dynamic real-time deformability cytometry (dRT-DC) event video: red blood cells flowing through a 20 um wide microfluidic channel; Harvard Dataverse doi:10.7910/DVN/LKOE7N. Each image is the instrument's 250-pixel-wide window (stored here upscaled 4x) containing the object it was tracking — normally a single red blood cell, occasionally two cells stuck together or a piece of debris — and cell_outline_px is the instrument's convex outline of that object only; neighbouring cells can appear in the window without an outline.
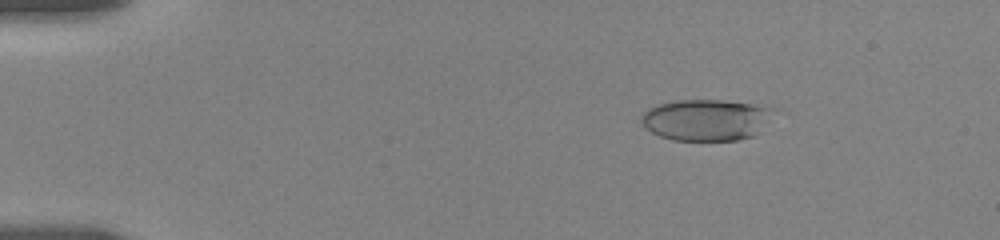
{"species": "human", "species_latin": "Homo sapiens", "temperature_condition": "room temperature", "stored_images_in_passage": 51, "camera_frame_rate_fps": 3000, "um_per_image_px": 0.085, "donor": {"sex": "female"}, "frame": {"image": 1, "passage_image": 9, "time_ms": 2.667, "image_size_px": [1000, 240], "cell_outline_px": [[776, 108], [760, 132], [756, 136], [736, 140], [672, 140], [660, 136], [652, 132], [640, 120], [640, 116], [648, 108], [656, 104], [676, 100], [724, 100], [752, 104]], "centroid_in_image_um": [60.03, 10.18], "position_along_channel_um": 25.0, "area_um2": 32.02}}
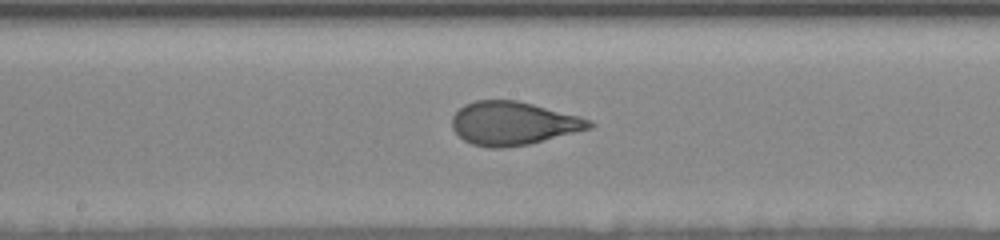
{"frame": {"image": 2, "passage_image": 31, "time_ms": 10.0, "image_size_px": [1000, 240], "cell_outline_px": [[596, 124], [592, 128], [528, 144], [500, 148], [492, 148], [472, 144], [464, 140], [452, 128], [452, 116], [464, 104], [476, 100], [516, 100], [580, 116], [592, 120]], "centroid_in_image_um": [43.63, 10.48], "position_along_channel_um": 204.6, "area_um2": 34.56}}
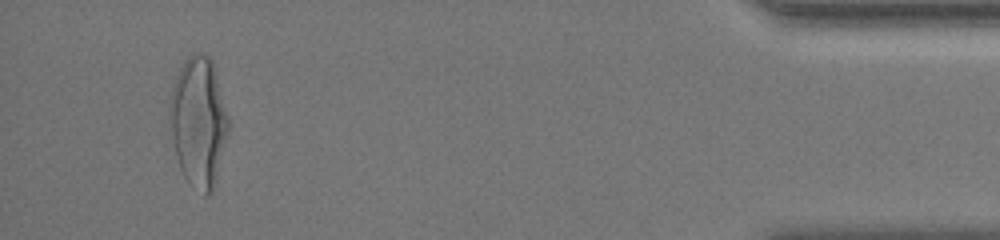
{"frame": {"image": 3, "passage_image": 50, "time_ms": 17.667, "image_size_px": [1000, 240], "cell_outline_px": [[232, 124], [216, 180], [212, 192], [208, 196], [204, 196], [188, 184], [180, 168], [176, 156], [168, 128], [168, 104], [172, 88], [176, 76], [184, 60], [192, 52], [204, 52], [212, 60], [216, 72]], "centroid_in_image_um": [16.89, 10.36], "position_along_channel_um": 418.3, "area_um2": 45.95}, "authors_computed_cell_mechanics": {"area_um2": 34.4488, "velocity_mm_per_s": 3.5869, "shape_relaxation_time_tau1_ms": 4.4876, "shape_relaxation_time_tau2_ms": null, "deformation_change_tau1": 0.1905, "deformation_change_tau2": null}}